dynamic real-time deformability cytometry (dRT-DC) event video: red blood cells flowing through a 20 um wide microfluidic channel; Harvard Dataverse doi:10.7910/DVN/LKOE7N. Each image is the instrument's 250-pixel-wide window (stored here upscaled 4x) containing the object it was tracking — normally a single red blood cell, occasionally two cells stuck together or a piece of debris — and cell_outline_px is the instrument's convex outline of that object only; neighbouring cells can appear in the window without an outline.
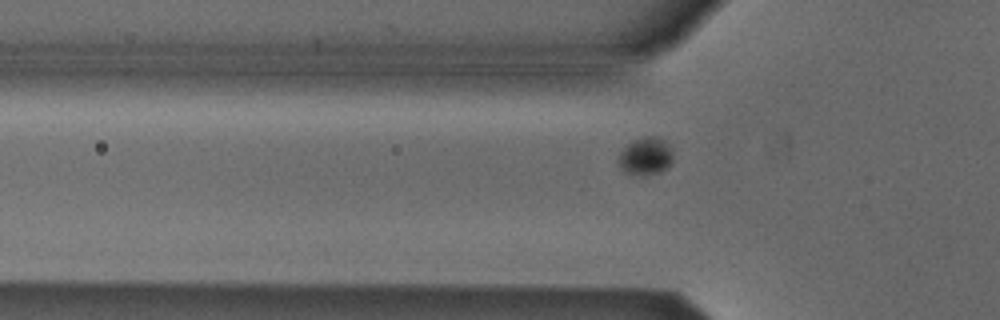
{"species": "Egyptian fruit bat (a non-hibernating species)", "species_latin": "Rousettus aegyptiacus", "temperature_condition": "cold", "stored_images_in_passage": 56, "segment_of_instrument_passage": [1, 2], "camera_frame_rate_fps": 3000, "um_per_image_px": 0.085, "animal": {"sex": "male"}, "frame": {"image": 1, "passage_image": 19, "time_ms": 6.0, "image_size_px": [1000, 320], "cell_outline_px": [[672, 160], [668, 168], [660, 172], [644, 176], [640, 176], [624, 172], [620, 164], [620, 152], [632, 140], [644, 136], [656, 136], [664, 140], [672, 148]], "centroid_in_image_um": [54.91, 13.28], "position_along_channel_um": 70.9, "area_um2": 12.02}}
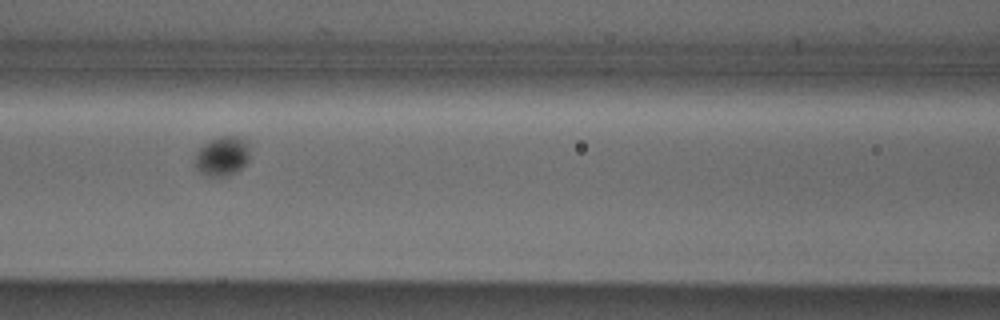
{"frame": {"image": 2, "passage_image": 25, "time_ms": 8.0, "image_size_px": [1000, 320], "cell_outline_px": [[248, 160], [236, 172], [224, 176], [208, 176], [200, 172], [196, 168], [196, 152], [204, 144], [220, 136], [236, 136], [244, 140], [248, 152]], "centroid_in_image_um": [18.86, 13.28], "position_along_channel_um": 147.7, "area_um2": 12.14}}
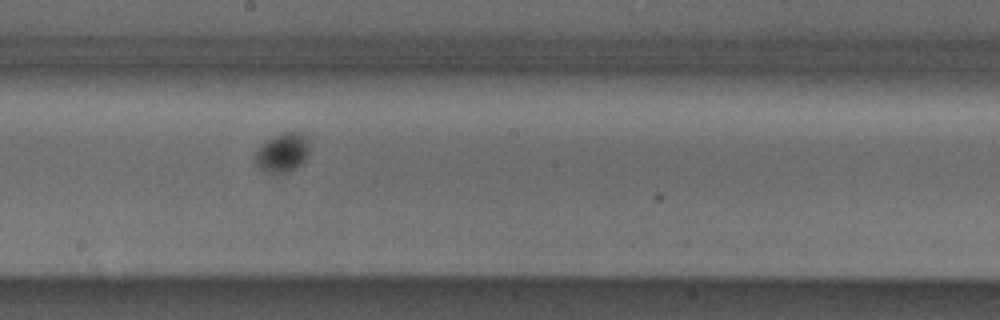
{"frame": {"image": 3, "passage_image": 31, "time_ms": 10.0, "image_size_px": [1000, 320], "cell_outline_px": [[308, 152], [304, 160], [296, 168], [276, 176], [264, 172], [252, 160], [260, 144], [272, 136], [280, 132], [300, 132], [308, 140]], "centroid_in_image_um": [23.94, 12.99], "position_along_channel_um": 224.3, "area_um2": 12.72}}